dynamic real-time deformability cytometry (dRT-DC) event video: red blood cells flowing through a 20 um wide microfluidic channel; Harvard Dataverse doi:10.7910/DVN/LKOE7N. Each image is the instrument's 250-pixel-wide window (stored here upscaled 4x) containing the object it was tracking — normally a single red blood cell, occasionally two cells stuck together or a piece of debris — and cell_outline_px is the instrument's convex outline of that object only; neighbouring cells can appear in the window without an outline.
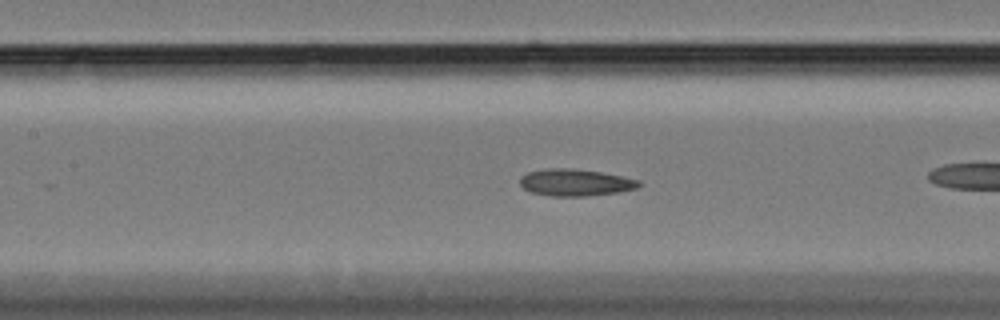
{"species": "Egyptian fruit bat (a non-hibernating species)", "species_latin": "Rousettus aegyptiacus", "temperature_condition": "cold", "stored_images_in_passage": 37, "camera_frame_rate_fps": 3000, "um_per_image_px": 0.085, "animal": {"sex": "female"}, "frame": {"image": 1, "passage_image": 11, "time_ms": 3.333, "image_size_px": [1000, 320], "cell_outline_px": [[644, 184], [636, 188], [616, 192], [588, 196], [552, 196], [532, 192], [524, 188], [520, 184], [520, 176], [528, 172], [548, 168], [572, 168], [600, 172], [640, 180]], "centroid_in_image_um": [48.9, 15.51], "position_along_channel_um": 158.5, "area_um2": 18.55}}
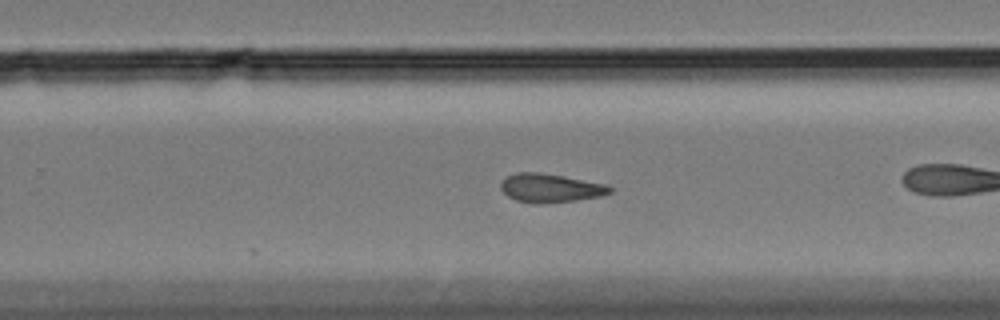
{"frame": {"image": 2, "passage_image": 22, "time_ms": 7.0, "image_size_px": [1000, 320], "cell_outline_px": [[616, 188], [612, 192], [600, 196], [576, 200], [536, 204], [532, 204], [516, 200], [508, 196], [500, 188], [500, 180], [516, 172], [540, 172], [564, 176], [608, 184]], "centroid_in_image_um": [46.8, 15.97], "position_along_channel_um": 283.0, "area_um2": 18.5}, "authors_computed_cell_mechanics": {"area_um2": 18.3226, "velocity_mm_per_s": 3.4015, "shape_relaxation_time_tau1_ms": null, "shape_relaxation_time_tau2_ms": 7.2405, "deformation_change_tau1": null, "deformation_change_tau2": 0.1445}}